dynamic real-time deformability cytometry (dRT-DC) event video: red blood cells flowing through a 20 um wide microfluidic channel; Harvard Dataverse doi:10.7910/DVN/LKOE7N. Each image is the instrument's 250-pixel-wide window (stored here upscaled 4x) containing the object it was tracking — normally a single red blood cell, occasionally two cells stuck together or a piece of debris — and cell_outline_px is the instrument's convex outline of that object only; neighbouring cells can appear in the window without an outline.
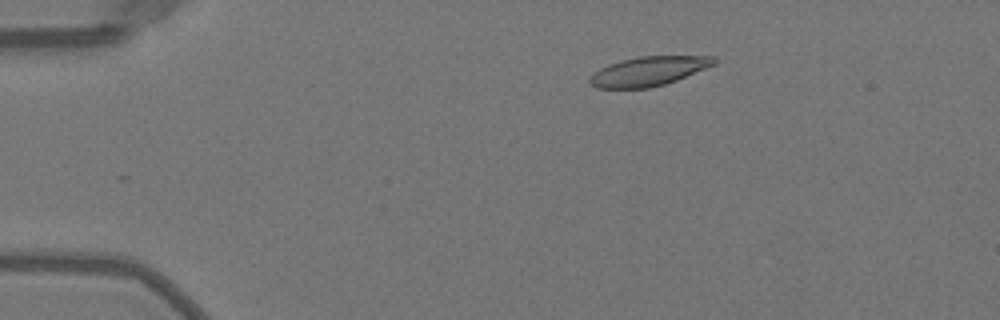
{"species": "Egyptian fruit bat (a non-hibernating species)", "species_latin": "Rousettus aegyptiacus", "temperature_condition": "warm", "stored_images_in_passage": 51, "camera_frame_rate_fps": 3000, "um_per_image_px": 0.085, "animal": {"sex": "female"}, "frame": {"image": 1, "passage_image": 10, "time_ms": 3.0, "image_size_px": [1000, 320], "cell_outline_px": [[716, 64], [676, 80], [664, 84], [648, 88], [596, 88], [588, 84], [588, 76], [600, 68], [608, 64], [620, 60], [640, 56], [716, 56]], "centroid_in_image_um": [55.08, 6.05], "position_along_channel_um": 29.9, "area_um2": 21.33}}
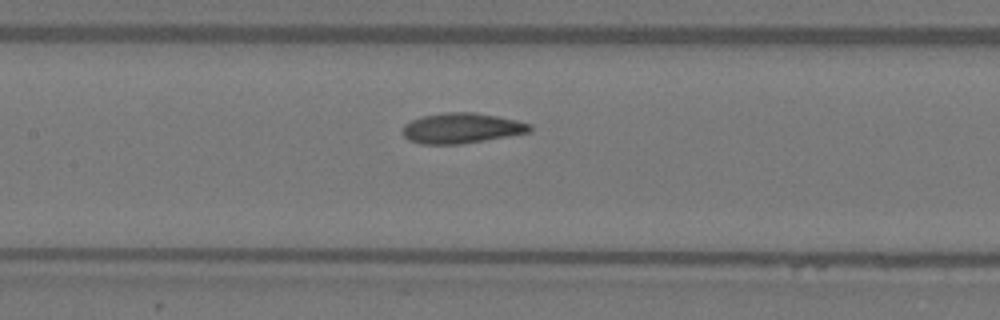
{"frame": {"image": 2, "passage_image": 25, "time_ms": 8.0, "image_size_px": [1000, 320], "cell_outline_px": [[532, 128], [528, 132], [508, 136], [460, 144], [420, 144], [408, 140], [404, 136], [404, 124], [412, 120], [424, 116], [448, 112], [472, 112], [496, 116], [516, 120], [532, 124]], "centroid_in_image_um": [39.23, 10.9], "position_along_channel_um": 168.2, "area_um2": 22.2}}
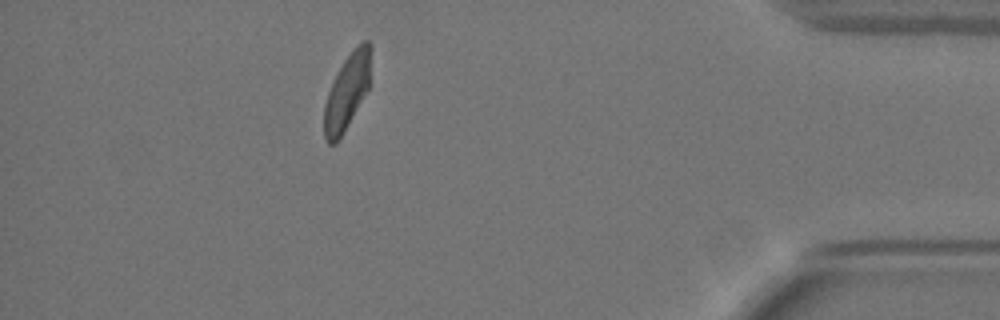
{"frame": {"image": 3, "passage_image": 46, "time_ms": 15.0, "image_size_px": [1000, 320], "cell_outline_px": [[372, 52], [368, 88], [344, 132], [336, 144], [328, 144], [324, 136], [324, 104], [328, 92], [344, 60], [360, 40], [368, 40], [372, 44]], "centroid_in_image_um": [29.51, 7.76], "position_along_channel_um": 405.7, "area_um2": 20.52}, "authors_computed_cell_mechanics": {"area_um2": 21.964, "velocity_mm_per_s": 4.0353, "shape_relaxation_time_tau1_ms": 3.5013, "shape_relaxation_time_tau2_ms": 1.3229, "deformation_change_tau1": 0.1424, "deformation_change_tau2": 0.0684}}